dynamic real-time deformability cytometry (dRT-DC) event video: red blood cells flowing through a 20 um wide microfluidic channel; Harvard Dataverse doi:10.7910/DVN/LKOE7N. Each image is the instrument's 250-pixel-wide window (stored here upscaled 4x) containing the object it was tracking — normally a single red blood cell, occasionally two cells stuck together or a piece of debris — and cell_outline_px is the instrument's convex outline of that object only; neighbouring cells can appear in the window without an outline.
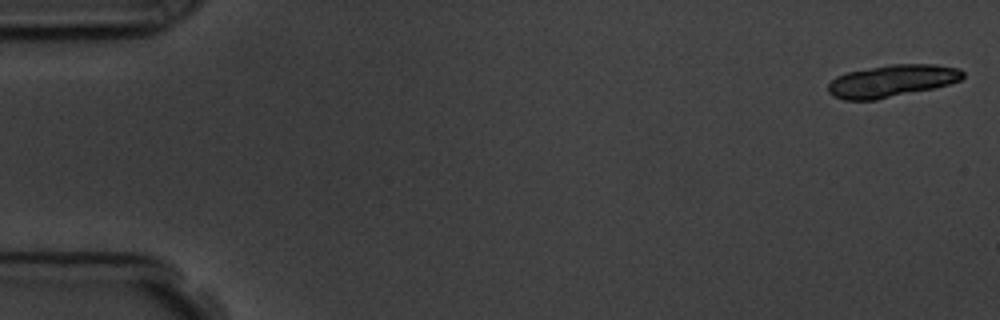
{"species": "common noctule bat (a hibernating species)", "species_latin": "Nyctalus noctula", "temperature_condition": "room temperature", "stored_images_in_passage": 18, "camera_frame_rate_fps": 3000, "um_per_image_px": 0.085, "animal": {"sex": "male", "body_mass_g": 19.5, "forearm_length_mm": 54.6}, "frame": {"image": 1, "passage_image": 1, "time_ms": 0.0, "image_size_px": [1000, 320], "cell_outline_px": [[964, 76], [960, 80], [948, 84], [932, 88], [876, 100], [844, 100], [832, 96], [828, 92], [828, 84], [836, 76], [848, 72], [888, 64], [936, 64], [960, 68], [964, 72]], "centroid_in_image_um": [75.79, 6.87], "position_along_channel_um": 9.2, "area_um2": 25.32}}